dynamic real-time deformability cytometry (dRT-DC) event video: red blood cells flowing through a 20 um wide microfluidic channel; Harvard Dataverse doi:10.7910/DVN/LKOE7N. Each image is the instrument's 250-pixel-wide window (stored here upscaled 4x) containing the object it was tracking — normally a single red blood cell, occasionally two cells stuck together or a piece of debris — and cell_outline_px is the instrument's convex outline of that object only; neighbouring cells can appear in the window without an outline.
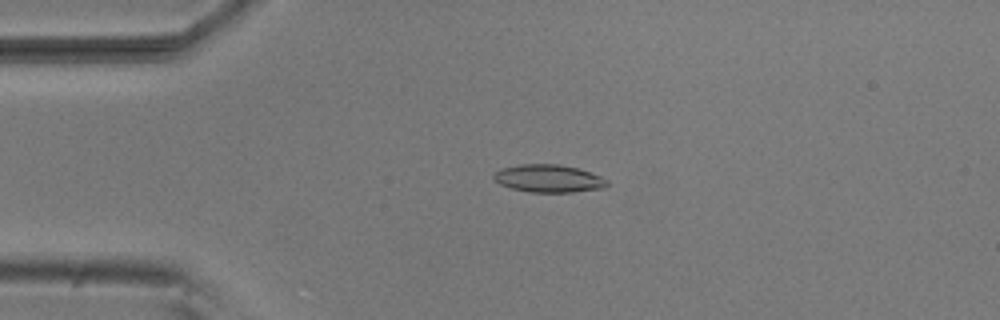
{"species": "common noctule bat (a hibernating species)", "species_latin": "Nyctalus noctula", "temperature_condition": "room temperature", "stored_images_in_passage": 25, "camera_frame_rate_fps": 3000, "um_per_image_px": 0.085, "animal": {"sex": "male", "body_mass_g": 20.5, "forearm_length_mm": 52.5}, "frame": {"image": 1, "passage_image": 12, "time_ms": 3.667, "image_size_px": [1000, 320], "cell_outline_px": [[608, 188], [572, 192], [528, 192], [512, 188], [500, 184], [492, 180], [492, 176], [500, 168], [520, 164], [556, 164], [576, 168], [600, 176], [608, 180]], "centroid_in_image_um": [46.62, 15.18], "position_along_channel_um": 38.4, "area_um2": 18.38}}
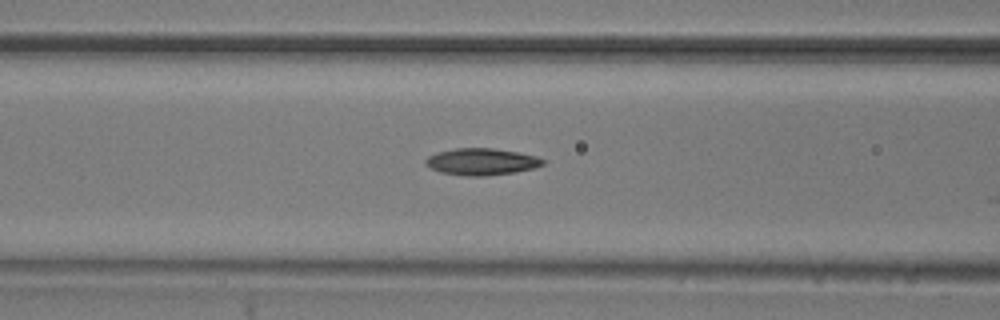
{"frame": {"image": 2, "passage_image": 21, "time_ms": 6.667, "image_size_px": [1000, 320], "cell_outline_px": [[544, 164], [532, 168], [516, 172], [484, 176], [468, 176], [440, 172], [424, 164], [424, 160], [428, 156], [436, 152], [456, 148], [492, 148], [516, 152], [536, 156], [544, 160]], "centroid_in_image_um": [40.89, 13.74], "position_along_channel_um": 125.7, "area_um2": 18.21}}
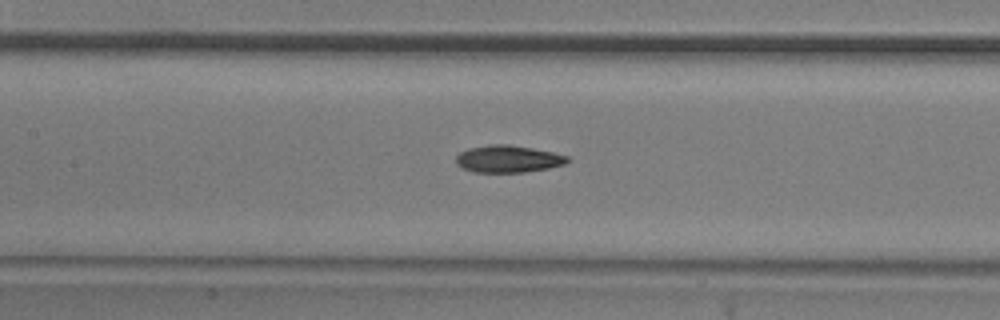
{"frame": {"image": 3, "passage_image": 24, "time_ms": 7.667, "image_size_px": [1000, 320], "cell_outline_px": [[572, 160], [564, 164], [548, 168], [524, 172], [476, 172], [464, 168], [456, 164], [456, 156], [460, 152], [468, 148], [492, 144], [508, 144], [532, 148], [552, 152], [568, 156]], "centroid_in_image_um": [43.2, 13.5], "position_along_channel_um": 164.2, "area_um2": 17.57}}